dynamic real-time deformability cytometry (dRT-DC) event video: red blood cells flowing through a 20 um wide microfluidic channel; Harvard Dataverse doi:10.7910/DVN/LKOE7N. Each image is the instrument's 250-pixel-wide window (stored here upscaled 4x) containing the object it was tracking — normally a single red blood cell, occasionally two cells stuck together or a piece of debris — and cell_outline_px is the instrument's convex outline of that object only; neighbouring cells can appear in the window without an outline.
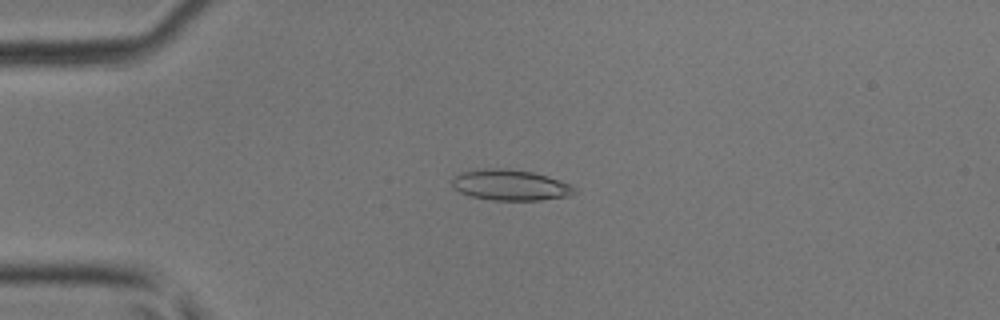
{"species": "common noctule bat (a hibernating species)", "species_latin": "Nyctalus noctula", "temperature_condition": "room temperature", "stored_images_in_passage": 44, "camera_frame_rate_fps": 3000, "um_per_image_px": 0.085, "animal": {"sex": "male", "body_mass_g": 17.9, "forearm_length_mm": 54.2}, "frame": {"image": 1, "passage_image": 11, "time_ms": 3.333, "image_size_px": [1000, 320], "cell_outline_px": [[576, 192], [568, 196], [540, 200], [492, 200], [472, 196], [460, 192], [452, 188], [452, 176], [464, 172], [484, 168], [508, 168], [532, 172], [572, 184]], "centroid_in_image_um": [43.35, 15.72], "position_along_channel_um": 41.6, "area_um2": 21.91}}
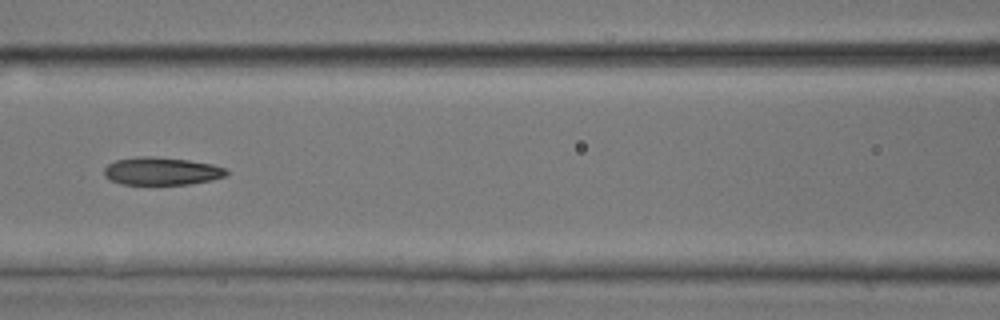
{"frame": {"image": 2, "passage_image": 20, "time_ms": 6.333, "image_size_px": [1000, 320], "cell_outline_px": [[228, 172], [224, 176], [212, 180], [188, 184], [120, 184], [108, 180], [104, 176], [104, 168], [108, 164], [116, 160], [136, 156], [152, 156], [188, 160], [212, 164], [228, 168]], "centroid_in_image_um": [13.71, 14.54], "position_along_channel_um": 152.9, "area_um2": 19.94}}
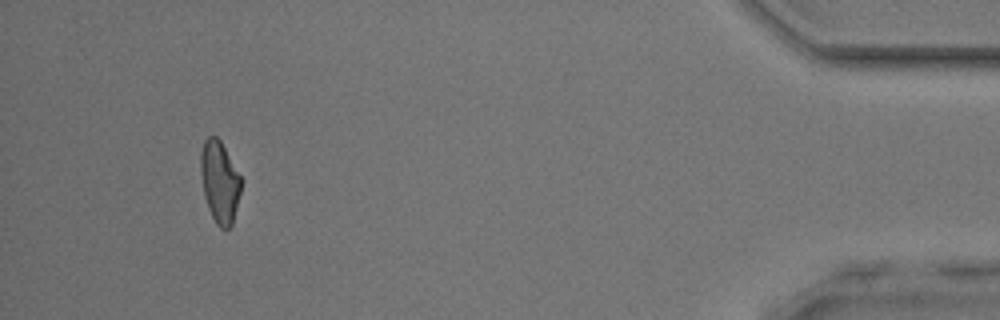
{"frame": {"image": 3, "passage_image": 41, "time_ms": 13.333, "image_size_px": [1000, 320], "cell_outline_px": [[240, 192], [232, 224], [228, 228], [220, 228], [216, 224], [208, 208], [204, 196], [200, 172], [200, 152], [204, 140], [208, 136], [216, 136], [220, 140], [240, 176]], "centroid_in_image_um": [18.64, 15.45], "position_along_channel_um": 416.6, "area_um2": 19.02}}